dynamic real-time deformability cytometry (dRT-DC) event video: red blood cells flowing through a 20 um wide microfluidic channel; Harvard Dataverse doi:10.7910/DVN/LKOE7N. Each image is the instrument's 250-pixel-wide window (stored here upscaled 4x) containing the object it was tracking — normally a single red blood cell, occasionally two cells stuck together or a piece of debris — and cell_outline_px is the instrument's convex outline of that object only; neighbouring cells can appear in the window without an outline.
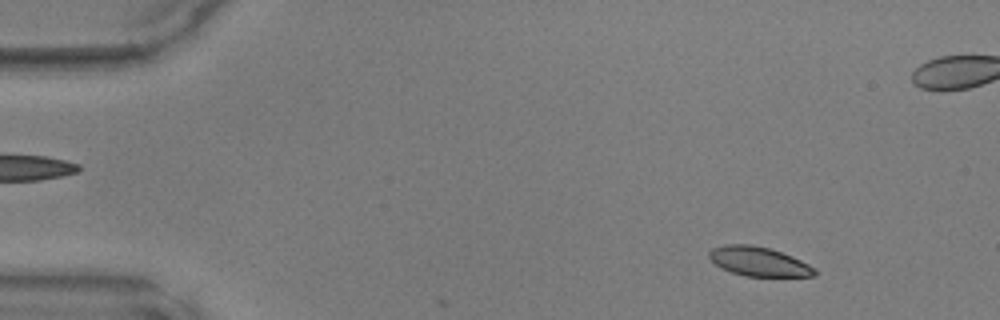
{"species": "common noctule bat (a hibernating species)", "species_latin": "Nyctalus noctula", "temperature_condition": "warm", "stored_images_in_passage": 9, "camera_frame_rate_fps": 3000, "um_per_image_px": 0.085, "animal": {"sex": "male", "body_mass_g": 17.9, "forearm_length_mm": 54.2}, "frame": {"image": 1, "passage_image": 6, "time_ms": 1.667, "image_size_px": [1000, 320], "cell_outline_px": [[816, 276], [744, 276], [720, 268], [708, 256], [708, 252], [712, 248], [724, 244], [752, 244], [768, 248], [792, 256], [816, 268]], "centroid_in_image_um": [64.47, 22.22], "position_along_channel_um": 20.5, "area_um2": 17.98}}